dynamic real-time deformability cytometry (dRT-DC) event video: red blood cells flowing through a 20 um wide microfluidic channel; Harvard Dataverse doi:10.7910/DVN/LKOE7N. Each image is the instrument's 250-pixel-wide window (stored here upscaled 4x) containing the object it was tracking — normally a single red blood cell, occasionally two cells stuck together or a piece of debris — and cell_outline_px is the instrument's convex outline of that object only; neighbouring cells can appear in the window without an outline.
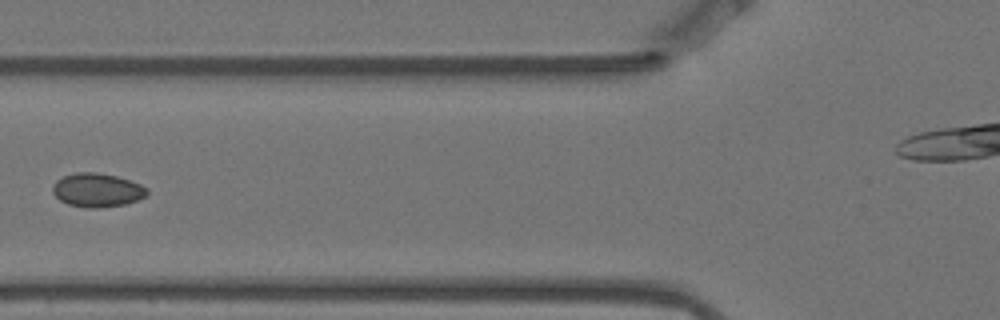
{"species": "Egyptian fruit bat (a non-hibernating species)", "species_latin": "Rousettus aegyptiacus", "temperature_condition": "warm", "stored_images_in_passage": 7, "camera_frame_rate_fps": 3000, "um_per_image_px": 0.085, "animal": {"sex": "female"}, "frame": {"image": 1, "passage_image": 7, "time_ms": 2.0, "image_size_px": [1000, 320], "cell_outline_px": [[148, 196], [124, 204], [96, 208], [88, 208], [68, 204], [60, 200], [52, 192], [52, 184], [56, 180], [64, 176], [76, 172], [96, 172], [116, 176], [140, 184], [148, 188]], "centroid_in_image_um": [8.25, 16.15], "position_along_channel_um": 117.6, "area_um2": 18.55}}